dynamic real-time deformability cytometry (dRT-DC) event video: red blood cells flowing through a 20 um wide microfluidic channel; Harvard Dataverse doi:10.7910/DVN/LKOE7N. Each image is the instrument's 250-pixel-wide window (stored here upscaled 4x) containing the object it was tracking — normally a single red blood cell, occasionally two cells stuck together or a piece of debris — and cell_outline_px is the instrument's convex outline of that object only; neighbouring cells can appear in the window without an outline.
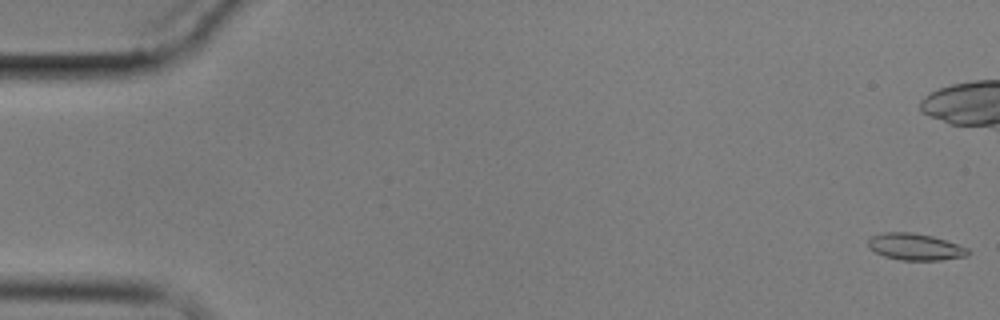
{"species": "common noctule bat (a hibernating species)", "species_latin": "Nyctalus noctula", "temperature_condition": "cold", "stored_images_in_passage": 10, "camera_frame_rate_fps": 3000, "um_per_image_px": 0.085, "animal": {"sex": "male", "body_mass_g": 17.9}, "frame": {"image": 1, "passage_image": 1, "time_ms": 0.0, "image_size_px": [1000, 320], "cell_outline_px": [[972, 252], [968, 256], [940, 260], [900, 260], [884, 256], [868, 248], [868, 240], [872, 236], [884, 232], [912, 232], [932, 236], [968, 248]], "centroid_in_image_um": [77.8, 20.98], "position_along_channel_um": 7.2, "area_um2": 15.55}}